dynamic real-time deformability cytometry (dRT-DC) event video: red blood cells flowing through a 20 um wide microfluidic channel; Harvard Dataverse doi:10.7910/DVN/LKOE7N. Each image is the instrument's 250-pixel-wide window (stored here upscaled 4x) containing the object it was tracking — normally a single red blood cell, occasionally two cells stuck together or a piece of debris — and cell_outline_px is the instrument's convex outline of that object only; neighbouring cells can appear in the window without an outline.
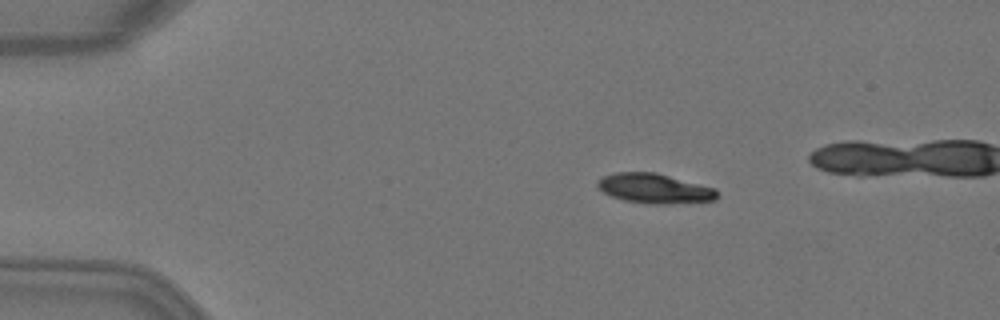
{"species": "Egyptian fruit bat (a non-hibernating species)", "species_latin": "Rousettus aegyptiacus", "temperature_condition": "warm", "stored_images_in_passage": 5, "camera_frame_rate_fps": 3000, "um_per_image_px": 0.085, "animal": {"sex": "female"}, "frame": {"image": 1, "passage_image": 2, "time_ms": 0.333, "image_size_px": [1000, 320], "cell_outline_px": [[720, 196], [716, 200], [668, 204], [656, 204], [624, 200], [612, 196], [596, 188], [596, 180], [604, 176], [616, 172], [656, 172], [716, 188], [720, 192]], "centroid_in_image_um": [55.66, 16.01], "position_along_channel_um": 29.3, "area_um2": 20.92}}